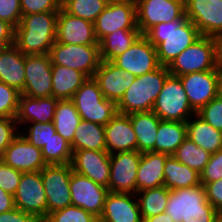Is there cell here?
Masks as SVG:
<instances>
[{
    "instance_id": "17",
    "label": "cell",
    "mask_w": 222,
    "mask_h": 222,
    "mask_svg": "<svg viewBox=\"0 0 222 222\" xmlns=\"http://www.w3.org/2000/svg\"><path fill=\"white\" fill-rule=\"evenodd\" d=\"M185 16L201 35H222V0H185Z\"/></svg>"
},
{
    "instance_id": "20",
    "label": "cell",
    "mask_w": 222,
    "mask_h": 222,
    "mask_svg": "<svg viewBox=\"0 0 222 222\" xmlns=\"http://www.w3.org/2000/svg\"><path fill=\"white\" fill-rule=\"evenodd\" d=\"M73 171L86 176L96 184L108 188L110 179V154L107 151H73L71 159Z\"/></svg>"
},
{
    "instance_id": "56",
    "label": "cell",
    "mask_w": 222,
    "mask_h": 222,
    "mask_svg": "<svg viewBox=\"0 0 222 222\" xmlns=\"http://www.w3.org/2000/svg\"><path fill=\"white\" fill-rule=\"evenodd\" d=\"M219 95L222 97V74L220 75L219 81Z\"/></svg>"
},
{
    "instance_id": "57",
    "label": "cell",
    "mask_w": 222,
    "mask_h": 222,
    "mask_svg": "<svg viewBox=\"0 0 222 222\" xmlns=\"http://www.w3.org/2000/svg\"><path fill=\"white\" fill-rule=\"evenodd\" d=\"M214 222H222V214H220Z\"/></svg>"
},
{
    "instance_id": "18",
    "label": "cell",
    "mask_w": 222,
    "mask_h": 222,
    "mask_svg": "<svg viewBox=\"0 0 222 222\" xmlns=\"http://www.w3.org/2000/svg\"><path fill=\"white\" fill-rule=\"evenodd\" d=\"M70 195L72 205L80 207L99 219L108 188L96 184L86 176L72 170L70 178Z\"/></svg>"
},
{
    "instance_id": "11",
    "label": "cell",
    "mask_w": 222,
    "mask_h": 222,
    "mask_svg": "<svg viewBox=\"0 0 222 222\" xmlns=\"http://www.w3.org/2000/svg\"><path fill=\"white\" fill-rule=\"evenodd\" d=\"M71 164L46 165L41 170L47 197V215L72 205L70 195Z\"/></svg>"
},
{
    "instance_id": "6",
    "label": "cell",
    "mask_w": 222,
    "mask_h": 222,
    "mask_svg": "<svg viewBox=\"0 0 222 222\" xmlns=\"http://www.w3.org/2000/svg\"><path fill=\"white\" fill-rule=\"evenodd\" d=\"M152 111L165 121L186 122L195 115L179 77H167Z\"/></svg>"
},
{
    "instance_id": "4",
    "label": "cell",
    "mask_w": 222,
    "mask_h": 222,
    "mask_svg": "<svg viewBox=\"0 0 222 222\" xmlns=\"http://www.w3.org/2000/svg\"><path fill=\"white\" fill-rule=\"evenodd\" d=\"M169 75L168 67L160 65L152 72L135 77L132 85L117 103V112L131 114L152 111L154 103Z\"/></svg>"
},
{
    "instance_id": "26",
    "label": "cell",
    "mask_w": 222,
    "mask_h": 222,
    "mask_svg": "<svg viewBox=\"0 0 222 222\" xmlns=\"http://www.w3.org/2000/svg\"><path fill=\"white\" fill-rule=\"evenodd\" d=\"M25 79V55L14 44L0 47V82L22 92Z\"/></svg>"
},
{
    "instance_id": "45",
    "label": "cell",
    "mask_w": 222,
    "mask_h": 222,
    "mask_svg": "<svg viewBox=\"0 0 222 222\" xmlns=\"http://www.w3.org/2000/svg\"><path fill=\"white\" fill-rule=\"evenodd\" d=\"M22 173L0 159V187L8 194L15 195Z\"/></svg>"
},
{
    "instance_id": "30",
    "label": "cell",
    "mask_w": 222,
    "mask_h": 222,
    "mask_svg": "<svg viewBox=\"0 0 222 222\" xmlns=\"http://www.w3.org/2000/svg\"><path fill=\"white\" fill-rule=\"evenodd\" d=\"M186 121L187 137L210 154L222 149V131L215 129L196 113Z\"/></svg>"
},
{
    "instance_id": "34",
    "label": "cell",
    "mask_w": 222,
    "mask_h": 222,
    "mask_svg": "<svg viewBox=\"0 0 222 222\" xmlns=\"http://www.w3.org/2000/svg\"><path fill=\"white\" fill-rule=\"evenodd\" d=\"M141 35L140 30H117L99 42L101 61H112L123 54Z\"/></svg>"
},
{
    "instance_id": "2",
    "label": "cell",
    "mask_w": 222,
    "mask_h": 222,
    "mask_svg": "<svg viewBox=\"0 0 222 222\" xmlns=\"http://www.w3.org/2000/svg\"><path fill=\"white\" fill-rule=\"evenodd\" d=\"M58 12L23 15L15 27L14 45L24 55L49 54L56 41Z\"/></svg>"
},
{
    "instance_id": "19",
    "label": "cell",
    "mask_w": 222,
    "mask_h": 222,
    "mask_svg": "<svg viewBox=\"0 0 222 222\" xmlns=\"http://www.w3.org/2000/svg\"><path fill=\"white\" fill-rule=\"evenodd\" d=\"M56 41L73 45H99L94 23L73 16L62 7L57 16Z\"/></svg>"
},
{
    "instance_id": "12",
    "label": "cell",
    "mask_w": 222,
    "mask_h": 222,
    "mask_svg": "<svg viewBox=\"0 0 222 222\" xmlns=\"http://www.w3.org/2000/svg\"><path fill=\"white\" fill-rule=\"evenodd\" d=\"M15 208L35 217H47V197L41 171L23 172L14 195Z\"/></svg>"
},
{
    "instance_id": "55",
    "label": "cell",
    "mask_w": 222,
    "mask_h": 222,
    "mask_svg": "<svg viewBox=\"0 0 222 222\" xmlns=\"http://www.w3.org/2000/svg\"><path fill=\"white\" fill-rule=\"evenodd\" d=\"M32 222H49L46 217H36Z\"/></svg>"
},
{
    "instance_id": "14",
    "label": "cell",
    "mask_w": 222,
    "mask_h": 222,
    "mask_svg": "<svg viewBox=\"0 0 222 222\" xmlns=\"http://www.w3.org/2000/svg\"><path fill=\"white\" fill-rule=\"evenodd\" d=\"M111 62L135 77L152 72L160 66L156 48L145 35H140L127 51Z\"/></svg>"
},
{
    "instance_id": "13",
    "label": "cell",
    "mask_w": 222,
    "mask_h": 222,
    "mask_svg": "<svg viewBox=\"0 0 222 222\" xmlns=\"http://www.w3.org/2000/svg\"><path fill=\"white\" fill-rule=\"evenodd\" d=\"M141 153L125 151L110 154V179L108 191L136 194V176Z\"/></svg>"
},
{
    "instance_id": "7",
    "label": "cell",
    "mask_w": 222,
    "mask_h": 222,
    "mask_svg": "<svg viewBox=\"0 0 222 222\" xmlns=\"http://www.w3.org/2000/svg\"><path fill=\"white\" fill-rule=\"evenodd\" d=\"M170 75L216 70L215 37L201 36L168 66Z\"/></svg>"
},
{
    "instance_id": "35",
    "label": "cell",
    "mask_w": 222,
    "mask_h": 222,
    "mask_svg": "<svg viewBox=\"0 0 222 222\" xmlns=\"http://www.w3.org/2000/svg\"><path fill=\"white\" fill-rule=\"evenodd\" d=\"M81 120L79 112L71 99L58 100L53 123L56 132L67 140L71 146L76 127Z\"/></svg>"
},
{
    "instance_id": "1",
    "label": "cell",
    "mask_w": 222,
    "mask_h": 222,
    "mask_svg": "<svg viewBox=\"0 0 222 222\" xmlns=\"http://www.w3.org/2000/svg\"><path fill=\"white\" fill-rule=\"evenodd\" d=\"M145 36L156 48L159 64L168 67L179 54L202 35L197 27L184 16L180 20L155 25Z\"/></svg>"
},
{
    "instance_id": "44",
    "label": "cell",
    "mask_w": 222,
    "mask_h": 222,
    "mask_svg": "<svg viewBox=\"0 0 222 222\" xmlns=\"http://www.w3.org/2000/svg\"><path fill=\"white\" fill-rule=\"evenodd\" d=\"M62 0H20L23 15L41 12H59Z\"/></svg>"
},
{
    "instance_id": "41",
    "label": "cell",
    "mask_w": 222,
    "mask_h": 222,
    "mask_svg": "<svg viewBox=\"0 0 222 222\" xmlns=\"http://www.w3.org/2000/svg\"><path fill=\"white\" fill-rule=\"evenodd\" d=\"M21 92L0 82V117L15 118Z\"/></svg>"
},
{
    "instance_id": "38",
    "label": "cell",
    "mask_w": 222,
    "mask_h": 222,
    "mask_svg": "<svg viewBox=\"0 0 222 222\" xmlns=\"http://www.w3.org/2000/svg\"><path fill=\"white\" fill-rule=\"evenodd\" d=\"M42 157L46 165L70 164L72 148L70 143L57 132L42 148Z\"/></svg>"
},
{
    "instance_id": "16",
    "label": "cell",
    "mask_w": 222,
    "mask_h": 222,
    "mask_svg": "<svg viewBox=\"0 0 222 222\" xmlns=\"http://www.w3.org/2000/svg\"><path fill=\"white\" fill-rule=\"evenodd\" d=\"M220 75L217 70H208L179 76L195 113L219 95Z\"/></svg>"
},
{
    "instance_id": "9",
    "label": "cell",
    "mask_w": 222,
    "mask_h": 222,
    "mask_svg": "<svg viewBox=\"0 0 222 222\" xmlns=\"http://www.w3.org/2000/svg\"><path fill=\"white\" fill-rule=\"evenodd\" d=\"M137 27L145 35L159 23L180 20L185 16L184 0H135Z\"/></svg>"
},
{
    "instance_id": "25",
    "label": "cell",
    "mask_w": 222,
    "mask_h": 222,
    "mask_svg": "<svg viewBox=\"0 0 222 222\" xmlns=\"http://www.w3.org/2000/svg\"><path fill=\"white\" fill-rule=\"evenodd\" d=\"M57 102L58 99L54 97L31 98L21 94L15 120L19 126L33 122H52Z\"/></svg>"
},
{
    "instance_id": "29",
    "label": "cell",
    "mask_w": 222,
    "mask_h": 222,
    "mask_svg": "<svg viewBox=\"0 0 222 222\" xmlns=\"http://www.w3.org/2000/svg\"><path fill=\"white\" fill-rule=\"evenodd\" d=\"M87 79L81 71L52 65V97L58 100L71 99Z\"/></svg>"
},
{
    "instance_id": "39",
    "label": "cell",
    "mask_w": 222,
    "mask_h": 222,
    "mask_svg": "<svg viewBox=\"0 0 222 222\" xmlns=\"http://www.w3.org/2000/svg\"><path fill=\"white\" fill-rule=\"evenodd\" d=\"M107 6L103 0H62L61 7L69 14L94 23Z\"/></svg>"
},
{
    "instance_id": "33",
    "label": "cell",
    "mask_w": 222,
    "mask_h": 222,
    "mask_svg": "<svg viewBox=\"0 0 222 222\" xmlns=\"http://www.w3.org/2000/svg\"><path fill=\"white\" fill-rule=\"evenodd\" d=\"M200 173L170 155L164 166V186L169 190L200 185Z\"/></svg>"
},
{
    "instance_id": "31",
    "label": "cell",
    "mask_w": 222,
    "mask_h": 222,
    "mask_svg": "<svg viewBox=\"0 0 222 222\" xmlns=\"http://www.w3.org/2000/svg\"><path fill=\"white\" fill-rule=\"evenodd\" d=\"M186 138V122L160 120L154 152L173 155Z\"/></svg>"
},
{
    "instance_id": "40",
    "label": "cell",
    "mask_w": 222,
    "mask_h": 222,
    "mask_svg": "<svg viewBox=\"0 0 222 222\" xmlns=\"http://www.w3.org/2000/svg\"><path fill=\"white\" fill-rule=\"evenodd\" d=\"M46 218L49 222H98L97 217L74 205L51 212Z\"/></svg>"
},
{
    "instance_id": "53",
    "label": "cell",
    "mask_w": 222,
    "mask_h": 222,
    "mask_svg": "<svg viewBox=\"0 0 222 222\" xmlns=\"http://www.w3.org/2000/svg\"><path fill=\"white\" fill-rule=\"evenodd\" d=\"M216 70L222 74V35L215 37Z\"/></svg>"
},
{
    "instance_id": "5",
    "label": "cell",
    "mask_w": 222,
    "mask_h": 222,
    "mask_svg": "<svg viewBox=\"0 0 222 222\" xmlns=\"http://www.w3.org/2000/svg\"><path fill=\"white\" fill-rule=\"evenodd\" d=\"M71 100L85 121L105 126L117 114V104L104 97L93 77L82 84Z\"/></svg>"
},
{
    "instance_id": "52",
    "label": "cell",
    "mask_w": 222,
    "mask_h": 222,
    "mask_svg": "<svg viewBox=\"0 0 222 222\" xmlns=\"http://www.w3.org/2000/svg\"><path fill=\"white\" fill-rule=\"evenodd\" d=\"M15 208L14 196L8 194L0 187V213L11 211Z\"/></svg>"
},
{
    "instance_id": "51",
    "label": "cell",
    "mask_w": 222,
    "mask_h": 222,
    "mask_svg": "<svg viewBox=\"0 0 222 222\" xmlns=\"http://www.w3.org/2000/svg\"><path fill=\"white\" fill-rule=\"evenodd\" d=\"M15 27L9 22L0 19V46L14 44Z\"/></svg>"
},
{
    "instance_id": "15",
    "label": "cell",
    "mask_w": 222,
    "mask_h": 222,
    "mask_svg": "<svg viewBox=\"0 0 222 222\" xmlns=\"http://www.w3.org/2000/svg\"><path fill=\"white\" fill-rule=\"evenodd\" d=\"M25 87L31 98L52 97V62L49 54L25 55Z\"/></svg>"
},
{
    "instance_id": "58",
    "label": "cell",
    "mask_w": 222,
    "mask_h": 222,
    "mask_svg": "<svg viewBox=\"0 0 222 222\" xmlns=\"http://www.w3.org/2000/svg\"><path fill=\"white\" fill-rule=\"evenodd\" d=\"M103 1L106 2L107 4H109V3L115 2L117 0H103Z\"/></svg>"
},
{
    "instance_id": "49",
    "label": "cell",
    "mask_w": 222,
    "mask_h": 222,
    "mask_svg": "<svg viewBox=\"0 0 222 222\" xmlns=\"http://www.w3.org/2000/svg\"><path fill=\"white\" fill-rule=\"evenodd\" d=\"M207 201L222 214V178L204 185Z\"/></svg>"
},
{
    "instance_id": "24",
    "label": "cell",
    "mask_w": 222,
    "mask_h": 222,
    "mask_svg": "<svg viewBox=\"0 0 222 222\" xmlns=\"http://www.w3.org/2000/svg\"><path fill=\"white\" fill-rule=\"evenodd\" d=\"M109 154L137 151V139L128 114L118 113L104 126Z\"/></svg>"
},
{
    "instance_id": "37",
    "label": "cell",
    "mask_w": 222,
    "mask_h": 222,
    "mask_svg": "<svg viewBox=\"0 0 222 222\" xmlns=\"http://www.w3.org/2000/svg\"><path fill=\"white\" fill-rule=\"evenodd\" d=\"M173 156L182 164L201 173L207 165L211 154L201 147H198L188 137L177 148Z\"/></svg>"
},
{
    "instance_id": "43",
    "label": "cell",
    "mask_w": 222,
    "mask_h": 222,
    "mask_svg": "<svg viewBox=\"0 0 222 222\" xmlns=\"http://www.w3.org/2000/svg\"><path fill=\"white\" fill-rule=\"evenodd\" d=\"M196 114L215 129L222 131V97L220 95L203 106Z\"/></svg>"
},
{
    "instance_id": "22",
    "label": "cell",
    "mask_w": 222,
    "mask_h": 222,
    "mask_svg": "<svg viewBox=\"0 0 222 222\" xmlns=\"http://www.w3.org/2000/svg\"><path fill=\"white\" fill-rule=\"evenodd\" d=\"M93 78L98 82L104 97L117 104L132 85L135 76L123 71L111 61H101Z\"/></svg>"
},
{
    "instance_id": "54",
    "label": "cell",
    "mask_w": 222,
    "mask_h": 222,
    "mask_svg": "<svg viewBox=\"0 0 222 222\" xmlns=\"http://www.w3.org/2000/svg\"><path fill=\"white\" fill-rule=\"evenodd\" d=\"M143 222H173L172 218L166 213H160L158 215L143 219Z\"/></svg>"
},
{
    "instance_id": "27",
    "label": "cell",
    "mask_w": 222,
    "mask_h": 222,
    "mask_svg": "<svg viewBox=\"0 0 222 222\" xmlns=\"http://www.w3.org/2000/svg\"><path fill=\"white\" fill-rule=\"evenodd\" d=\"M169 156L153 151L141 153L136 176V193L164 185V166Z\"/></svg>"
},
{
    "instance_id": "28",
    "label": "cell",
    "mask_w": 222,
    "mask_h": 222,
    "mask_svg": "<svg viewBox=\"0 0 222 222\" xmlns=\"http://www.w3.org/2000/svg\"><path fill=\"white\" fill-rule=\"evenodd\" d=\"M137 139V151L154 152V145L161 120L153 111L128 114Z\"/></svg>"
},
{
    "instance_id": "21",
    "label": "cell",
    "mask_w": 222,
    "mask_h": 222,
    "mask_svg": "<svg viewBox=\"0 0 222 222\" xmlns=\"http://www.w3.org/2000/svg\"><path fill=\"white\" fill-rule=\"evenodd\" d=\"M0 159L21 172L41 171L46 166L41 148L31 144L22 133L9 144Z\"/></svg>"
},
{
    "instance_id": "47",
    "label": "cell",
    "mask_w": 222,
    "mask_h": 222,
    "mask_svg": "<svg viewBox=\"0 0 222 222\" xmlns=\"http://www.w3.org/2000/svg\"><path fill=\"white\" fill-rule=\"evenodd\" d=\"M15 118L0 117V158L9 144L18 136L21 131Z\"/></svg>"
},
{
    "instance_id": "36",
    "label": "cell",
    "mask_w": 222,
    "mask_h": 222,
    "mask_svg": "<svg viewBox=\"0 0 222 222\" xmlns=\"http://www.w3.org/2000/svg\"><path fill=\"white\" fill-rule=\"evenodd\" d=\"M135 195L137 196L142 219H145L165 212L169 198V189L162 185L139 191Z\"/></svg>"
},
{
    "instance_id": "3",
    "label": "cell",
    "mask_w": 222,
    "mask_h": 222,
    "mask_svg": "<svg viewBox=\"0 0 222 222\" xmlns=\"http://www.w3.org/2000/svg\"><path fill=\"white\" fill-rule=\"evenodd\" d=\"M165 212L173 222H214L220 215L207 201L202 184L169 190Z\"/></svg>"
},
{
    "instance_id": "50",
    "label": "cell",
    "mask_w": 222,
    "mask_h": 222,
    "mask_svg": "<svg viewBox=\"0 0 222 222\" xmlns=\"http://www.w3.org/2000/svg\"><path fill=\"white\" fill-rule=\"evenodd\" d=\"M35 218L34 215L23 212L18 208L0 213V222H32Z\"/></svg>"
},
{
    "instance_id": "8",
    "label": "cell",
    "mask_w": 222,
    "mask_h": 222,
    "mask_svg": "<svg viewBox=\"0 0 222 222\" xmlns=\"http://www.w3.org/2000/svg\"><path fill=\"white\" fill-rule=\"evenodd\" d=\"M52 65L81 71L92 78L101 63L99 45H73L55 41L50 48Z\"/></svg>"
},
{
    "instance_id": "48",
    "label": "cell",
    "mask_w": 222,
    "mask_h": 222,
    "mask_svg": "<svg viewBox=\"0 0 222 222\" xmlns=\"http://www.w3.org/2000/svg\"><path fill=\"white\" fill-rule=\"evenodd\" d=\"M22 18L20 0H0V19L16 27Z\"/></svg>"
},
{
    "instance_id": "32",
    "label": "cell",
    "mask_w": 222,
    "mask_h": 222,
    "mask_svg": "<svg viewBox=\"0 0 222 222\" xmlns=\"http://www.w3.org/2000/svg\"><path fill=\"white\" fill-rule=\"evenodd\" d=\"M71 148L72 152L86 149L107 151L104 126L81 120L76 127Z\"/></svg>"
},
{
    "instance_id": "42",
    "label": "cell",
    "mask_w": 222,
    "mask_h": 222,
    "mask_svg": "<svg viewBox=\"0 0 222 222\" xmlns=\"http://www.w3.org/2000/svg\"><path fill=\"white\" fill-rule=\"evenodd\" d=\"M31 126L27 128L28 131L20 132L31 144L35 147L42 148L52 138L56 132L53 121L49 123L33 122Z\"/></svg>"
},
{
    "instance_id": "46",
    "label": "cell",
    "mask_w": 222,
    "mask_h": 222,
    "mask_svg": "<svg viewBox=\"0 0 222 222\" xmlns=\"http://www.w3.org/2000/svg\"><path fill=\"white\" fill-rule=\"evenodd\" d=\"M222 178V149L211 154L210 159L200 173V182L204 186Z\"/></svg>"
},
{
    "instance_id": "23",
    "label": "cell",
    "mask_w": 222,
    "mask_h": 222,
    "mask_svg": "<svg viewBox=\"0 0 222 222\" xmlns=\"http://www.w3.org/2000/svg\"><path fill=\"white\" fill-rule=\"evenodd\" d=\"M135 198V194L108 192L98 222H143Z\"/></svg>"
},
{
    "instance_id": "10",
    "label": "cell",
    "mask_w": 222,
    "mask_h": 222,
    "mask_svg": "<svg viewBox=\"0 0 222 222\" xmlns=\"http://www.w3.org/2000/svg\"><path fill=\"white\" fill-rule=\"evenodd\" d=\"M94 28L98 42L117 30H139L135 0H117L107 4L94 22Z\"/></svg>"
}]
</instances>
